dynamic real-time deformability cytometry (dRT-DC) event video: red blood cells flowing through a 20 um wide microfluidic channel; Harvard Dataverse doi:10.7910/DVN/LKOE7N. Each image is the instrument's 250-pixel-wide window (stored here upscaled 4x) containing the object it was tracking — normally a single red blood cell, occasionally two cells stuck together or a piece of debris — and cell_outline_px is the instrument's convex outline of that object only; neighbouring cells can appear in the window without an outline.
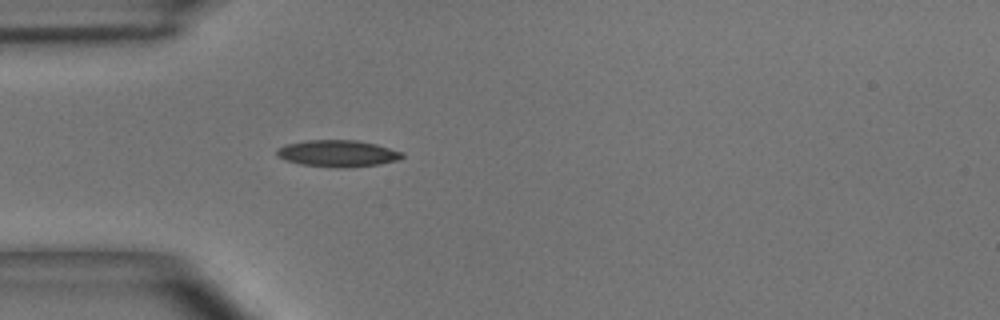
{"species": "common noctule bat (a hibernating species)", "species_latin": "Nyctalus noctula", "temperature_condition": "room temperature", "stored_images_in_passage": 18, "camera_frame_rate_fps": 3000, "um_per_image_px": 0.085, "animal": {"sex": "male", "body_mass_g": 15.6}, "frame": {"image": 1, "passage_image": 6, "time_ms": 1.667, "image_size_px": [1000, 320], "cell_outline_px": [[404, 156], [400, 160], [380, 164], [348, 168], [332, 168], [300, 164], [284, 160], [276, 156], [276, 148], [284, 144], [308, 140], [356, 140], [376, 144], [404, 152]], "centroid_in_image_um": [28.69, 13.05], "position_along_channel_um": 56.3, "area_um2": 19.94}}